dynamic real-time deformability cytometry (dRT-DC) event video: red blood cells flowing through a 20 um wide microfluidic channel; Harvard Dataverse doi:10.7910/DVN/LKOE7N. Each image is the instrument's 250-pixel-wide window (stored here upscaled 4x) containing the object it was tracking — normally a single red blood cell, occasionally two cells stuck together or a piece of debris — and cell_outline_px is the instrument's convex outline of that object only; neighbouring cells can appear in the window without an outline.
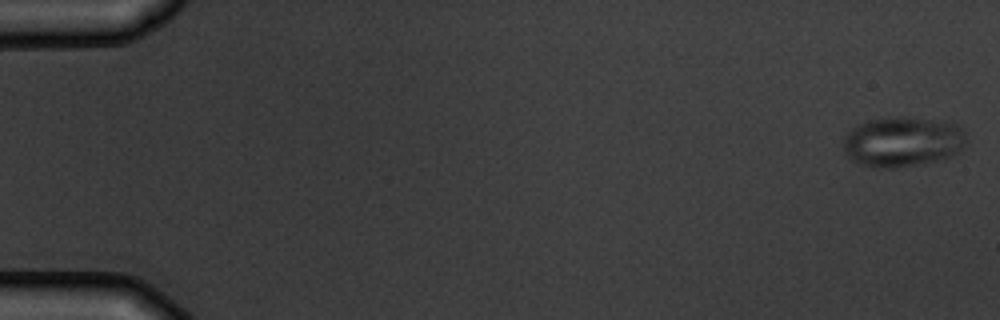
{"species": "common noctule bat (a hibernating species)", "species_latin": "Nyctalus noctula", "temperature_condition": "warm", "stored_images_in_passage": 9, "camera_frame_rate_fps": 3000, "um_per_image_px": 0.085, "animal": {"sex": "male", "body_mass_g": 19.5, "forearm_length_mm": 54.6}, "frame": {"image": 1, "passage_image": 1, "time_ms": 0.0, "image_size_px": [1000, 320], "cell_outline_px": [[968, 144], [960, 152], [952, 156], [936, 160], [892, 168], [880, 168], [860, 164], [852, 160], [844, 152], [844, 136], [856, 124], [872, 120], [932, 120], [960, 124], [968, 140]], "centroid_in_image_um": [76.76, 12.09], "position_along_channel_um": 8.2, "area_um2": 35.08}}